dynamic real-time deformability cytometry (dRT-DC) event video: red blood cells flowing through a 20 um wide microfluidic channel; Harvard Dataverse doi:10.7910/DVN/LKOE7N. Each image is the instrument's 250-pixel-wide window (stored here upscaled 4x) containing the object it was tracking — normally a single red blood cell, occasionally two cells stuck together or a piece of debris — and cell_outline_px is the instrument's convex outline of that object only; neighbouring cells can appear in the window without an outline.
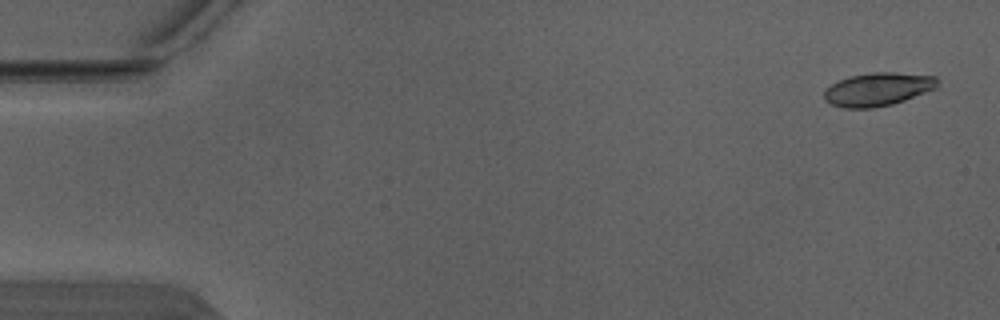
{"species": "Egyptian fruit bat (a non-hibernating species)", "species_latin": "Rousettus aegyptiacus", "temperature_condition": "warm", "stored_images_in_passage": 5, "camera_frame_rate_fps": 3000, "um_per_image_px": 0.085, "animal": {"sex": "male"}, "frame": {"image": 1, "passage_image": 1, "time_ms": 0.0, "image_size_px": [1000, 320], "cell_outline_px": [[936, 88], [904, 100], [892, 104], [872, 108], [844, 108], [832, 104], [824, 100], [824, 92], [832, 84], [848, 76], [872, 72], [896, 72], [936, 76]], "centroid_in_image_um": [74.6, 7.58], "position_along_channel_um": 10.4, "area_um2": 21.79}}
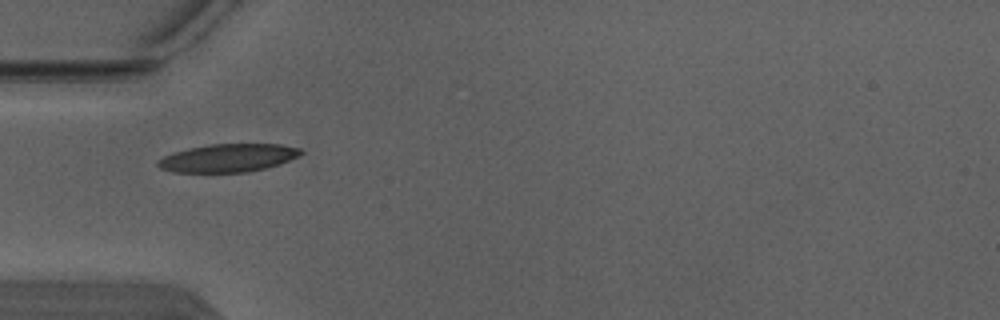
{"frame": {"image": 2, "passage_image": 4, "time_ms": 1.0, "image_size_px": [1000, 320], "cell_outline_px": [[304, 152], [300, 156], [264, 168], [248, 172], [172, 172], [160, 168], [156, 164], [156, 160], [164, 156], [188, 148], [208, 144], [280, 144], [300, 148]], "centroid_in_image_um": [19.36, 13.42], "position_along_channel_um": 65.6, "area_um2": 23.29}}
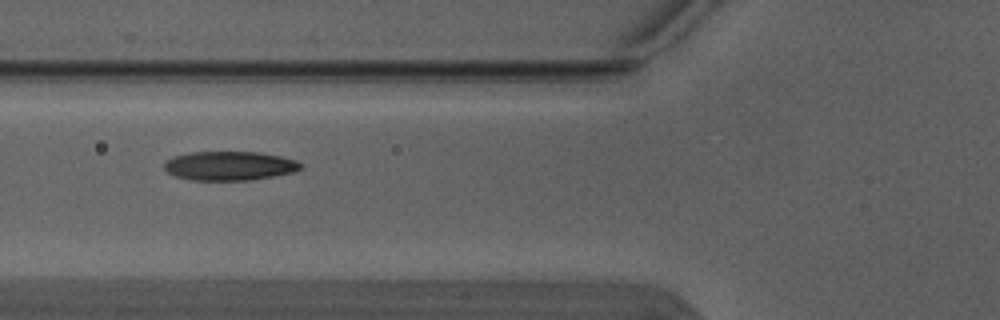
{"frame": {"image": 3, "passage_image": 5, "time_ms": 1.333, "image_size_px": [1000, 320], "cell_outline_px": [[304, 164], [300, 168], [292, 172], [252, 180], [192, 180], [176, 176], [168, 172], [164, 168], [164, 160], [172, 156], [192, 152], [260, 152], [280, 156], [296, 160]], "centroid_in_image_um": [19.48, 14.09], "position_along_channel_um": 106.3, "area_um2": 23.12}}